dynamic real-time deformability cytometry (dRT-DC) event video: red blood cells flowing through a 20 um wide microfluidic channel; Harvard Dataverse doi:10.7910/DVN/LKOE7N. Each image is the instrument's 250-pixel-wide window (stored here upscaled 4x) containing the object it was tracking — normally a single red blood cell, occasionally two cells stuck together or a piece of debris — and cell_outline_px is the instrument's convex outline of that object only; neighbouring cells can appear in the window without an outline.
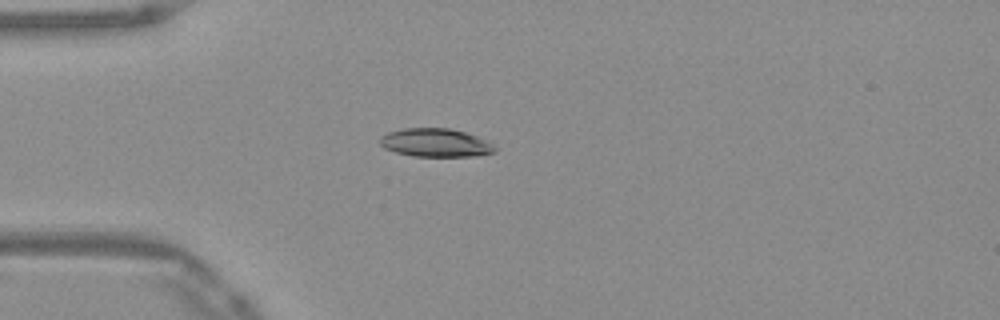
{"species": "Egyptian fruit bat (a non-hibernating species)", "species_latin": "Rousettus aegyptiacus", "temperature_condition": "warm", "stored_images_in_passage": 7, "camera_frame_rate_fps": 3000, "um_per_image_px": 0.085, "frame": {"image": 1, "passage_image": 1, "time_ms": 0.0, "image_size_px": [1000, 320], "cell_outline_px": [[496, 152], [476, 156], [412, 156], [396, 152], [384, 148], [380, 144], [380, 136], [388, 132], [404, 128], [448, 128], [464, 132], [476, 136], [492, 144], [496, 148]], "centroid_in_image_um": [37.0, 12.13], "position_along_channel_um": 48.0, "area_um2": 18.9}}
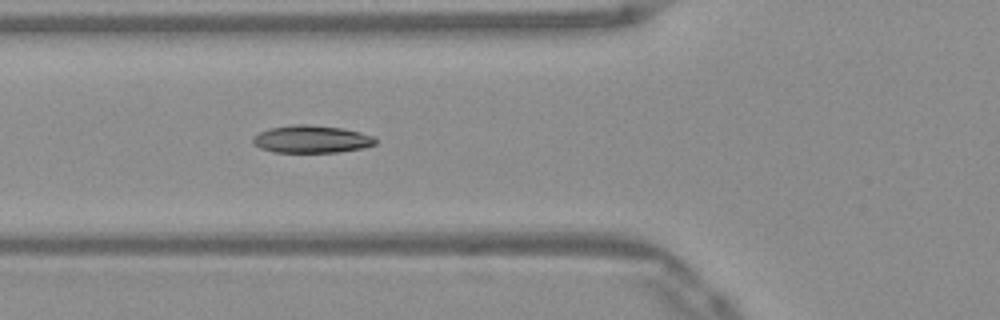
{"frame": {"image": 2, "passage_image": 6, "time_ms": 1.667, "image_size_px": [1000, 320], "cell_outline_px": [[376, 144], [364, 148], [336, 152], [272, 152], [260, 148], [252, 144], [252, 136], [268, 128], [292, 124], [304, 124], [344, 128], [360, 132], [372, 136], [376, 140]], "centroid_in_image_um": [26.44, 11.82], "position_along_channel_um": 99.4, "area_um2": 19.83}}